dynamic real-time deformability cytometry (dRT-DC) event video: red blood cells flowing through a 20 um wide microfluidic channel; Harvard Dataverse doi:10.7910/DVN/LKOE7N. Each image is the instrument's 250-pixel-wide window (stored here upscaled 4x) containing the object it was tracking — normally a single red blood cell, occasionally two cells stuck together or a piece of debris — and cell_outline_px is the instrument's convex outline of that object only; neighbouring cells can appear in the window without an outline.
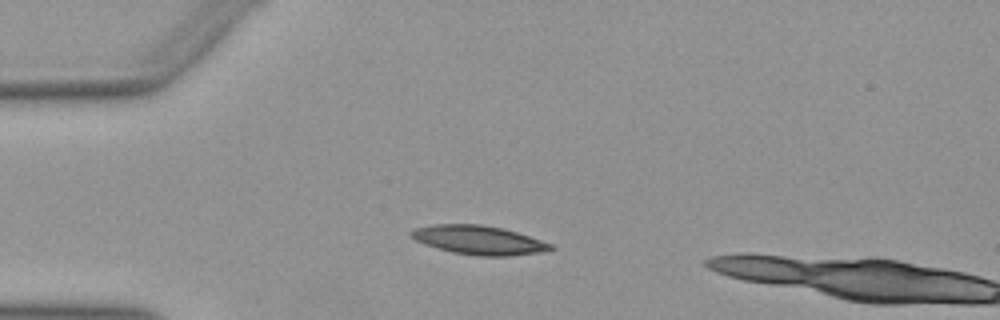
{"species": "Egyptian fruit bat (a non-hibernating species)", "species_latin": "Rousettus aegyptiacus", "temperature_condition": "warm", "stored_images_in_passage": 14, "camera_frame_rate_fps": 3000, "um_per_image_px": 0.085, "animal": {"sex": "female"}, "frame": {"image": 1, "passage_image": 12, "time_ms": 3.667, "image_size_px": [1000, 320], "cell_outline_px": [[556, 248], [540, 252], [508, 256], [476, 256], [452, 252], [416, 240], [408, 236], [408, 232], [412, 228], [432, 224], [480, 224], [504, 228], [552, 244]], "centroid_in_image_um": [40.66, 20.39], "position_along_channel_um": 44.3, "area_um2": 23.47}}